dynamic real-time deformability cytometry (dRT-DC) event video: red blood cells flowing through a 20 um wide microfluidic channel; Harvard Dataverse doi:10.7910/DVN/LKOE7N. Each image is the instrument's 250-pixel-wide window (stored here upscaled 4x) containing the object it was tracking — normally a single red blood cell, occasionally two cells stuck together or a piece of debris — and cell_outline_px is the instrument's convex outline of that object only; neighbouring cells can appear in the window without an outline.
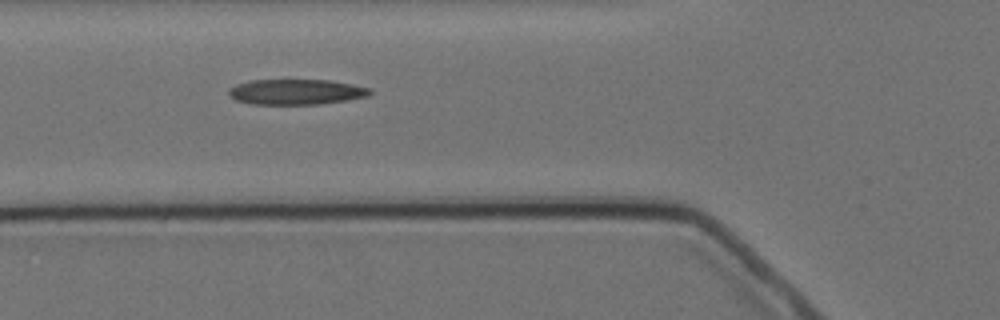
{"species": "Egyptian fruit bat (a non-hibernating species)", "species_latin": "Rousettus aegyptiacus", "temperature_condition": "cold", "stored_images_in_passage": 4, "camera_frame_rate_fps": 3000, "um_per_image_px": 0.085, "animal": {"sex": "female"}, "frame": {"image": 1, "passage_image": 3, "time_ms": 2.333, "image_size_px": [1000, 320], "cell_outline_px": [[372, 92], [368, 96], [344, 100], [316, 104], [252, 104], [236, 100], [228, 92], [236, 84], [252, 80], [328, 80], [352, 84], [372, 88]], "centroid_in_image_um": [25.2, 7.8], "position_along_channel_um": 100.6, "area_um2": 20.63}}
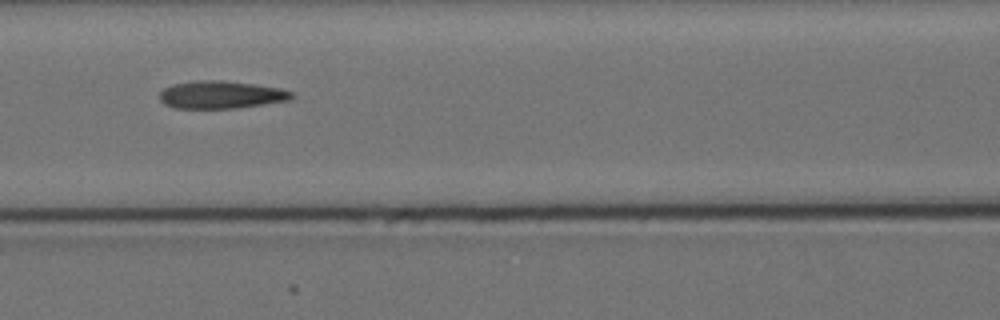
{"frame": {"image": 2, "passage_image": 4, "time_ms": 3.667, "image_size_px": [1000, 320], "cell_outline_px": [[292, 96], [288, 100], [264, 104], [236, 108], [176, 108], [164, 104], [160, 100], [160, 92], [164, 88], [172, 84], [204, 80], [224, 80], [256, 84], [280, 88], [292, 92]], "centroid_in_image_um": [18.77, 8.05], "position_along_channel_um": 147.8, "area_um2": 21.15}}